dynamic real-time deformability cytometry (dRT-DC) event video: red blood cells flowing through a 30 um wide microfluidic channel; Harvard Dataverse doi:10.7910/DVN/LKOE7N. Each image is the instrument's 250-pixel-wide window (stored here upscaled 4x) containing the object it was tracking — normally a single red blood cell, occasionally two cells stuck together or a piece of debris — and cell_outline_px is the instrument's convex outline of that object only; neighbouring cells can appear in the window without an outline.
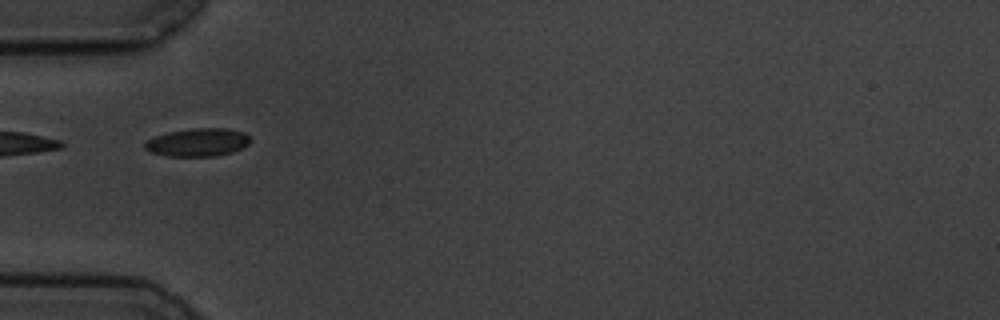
{"species": "common noctule bat (a hibernating species)", "species_latin": "Nyctalus noctula", "temperature_condition": "cold", "stored_images_in_passage": 9, "camera_frame_rate_fps": 3000, "um_per_image_px": 0.085, "animal": {"sex": "male", "body_mass_g": 19.5, "forearm_length_mm": 54.6}, "frame": {"image": 1, "passage_image": 6, "time_ms": 5.667, "image_size_px": [1000, 320], "cell_outline_px": [[252, 140], [248, 144], [232, 152], [216, 156], [168, 156], [152, 152], [144, 148], [144, 144], [148, 140], [156, 136], [168, 132], [192, 128], [228, 128], [244, 132]], "centroid_in_image_um": [16.83, 12.09], "position_along_channel_um": 68.2, "area_um2": 17.17}}
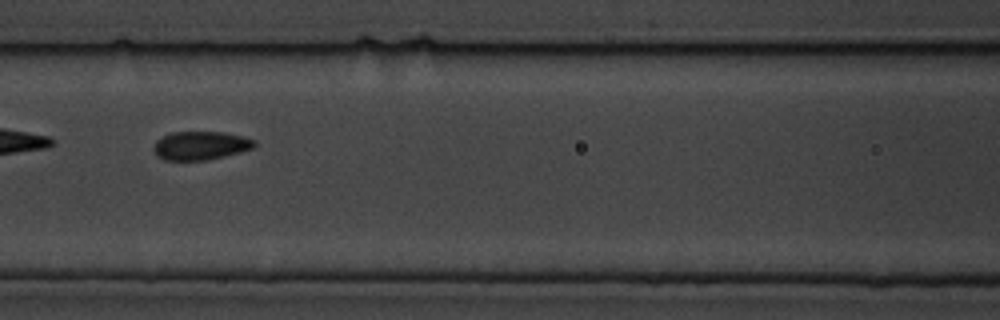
{"frame": {"image": 2, "passage_image": 8, "time_ms": 8.0, "image_size_px": [1000, 320], "cell_outline_px": [[256, 144], [252, 148], [240, 152], [208, 160], [164, 160], [156, 156], [156, 140], [172, 132], [224, 132], [244, 136], [256, 140]], "centroid_in_image_um": [17.09, 12.37], "position_along_channel_um": 149.5, "area_um2": 16.65}}
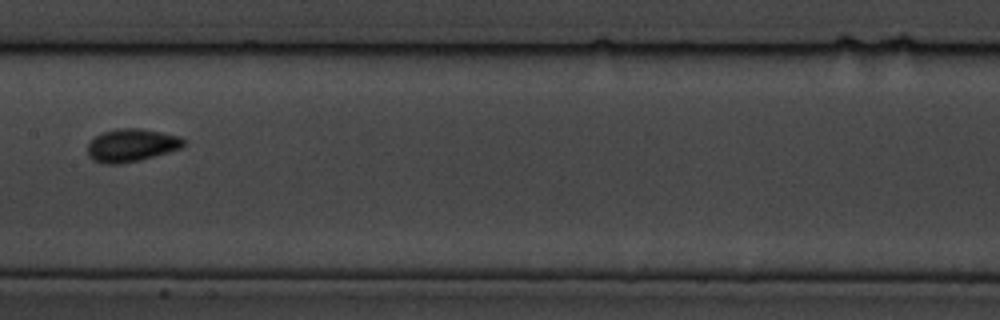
{"frame": {"image": 3, "passage_image": 9, "time_ms": 9.333, "image_size_px": [1000, 320], "cell_outline_px": [[184, 144], [180, 148], [168, 152], [140, 160], [120, 164], [104, 164], [92, 160], [88, 156], [88, 144], [96, 136], [104, 132], [120, 128], [140, 128], [180, 136], [184, 140]], "centroid_in_image_um": [11.16, 12.36], "position_along_channel_um": 196.2, "area_um2": 18.26}}